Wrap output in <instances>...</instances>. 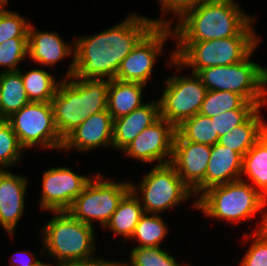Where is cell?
Instances as JSON below:
<instances>
[{
  "mask_svg": "<svg viewBox=\"0 0 267 266\" xmlns=\"http://www.w3.org/2000/svg\"><path fill=\"white\" fill-rule=\"evenodd\" d=\"M162 18L152 20L132 14L122 23L94 36L78 38L74 42L73 61L66 78L114 79L123 59L138 42L155 26L169 25Z\"/></svg>",
  "mask_w": 267,
  "mask_h": 266,
  "instance_id": "6da1fadb",
  "label": "cell"
},
{
  "mask_svg": "<svg viewBox=\"0 0 267 266\" xmlns=\"http://www.w3.org/2000/svg\"><path fill=\"white\" fill-rule=\"evenodd\" d=\"M233 0H207L185 12L173 29L177 41H208L237 36L254 18Z\"/></svg>",
  "mask_w": 267,
  "mask_h": 266,
  "instance_id": "7a4b0ae2",
  "label": "cell"
},
{
  "mask_svg": "<svg viewBox=\"0 0 267 266\" xmlns=\"http://www.w3.org/2000/svg\"><path fill=\"white\" fill-rule=\"evenodd\" d=\"M108 88L106 78L75 79L72 76L59 82L51 105L62 139L90 115L107 110Z\"/></svg>",
  "mask_w": 267,
  "mask_h": 266,
  "instance_id": "3957f363",
  "label": "cell"
},
{
  "mask_svg": "<svg viewBox=\"0 0 267 266\" xmlns=\"http://www.w3.org/2000/svg\"><path fill=\"white\" fill-rule=\"evenodd\" d=\"M254 19L237 35L208 41H178L171 62L178 68L190 66L192 73L213 66L232 65L251 56L260 42L252 25Z\"/></svg>",
  "mask_w": 267,
  "mask_h": 266,
  "instance_id": "277c9868",
  "label": "cell"
},
{
  "mask_svg": "<svg viewBox=\"0 0 267 266\" xmlns=\"http://www.w3.org/2000/svg\"><path fill=\"white\" fill-rule=\"evenodd\" d=\"M193 205L206 216L236 223L262 212L267 199L250 183L240 179L209 188Z\"/></svg>",
  "mask_w": 267,
  "mask_h": 266,
  "instance_id": "5b68a950",
  "label": "cell"
},
{
  "mask_svg": "<svg viewBox=\"0 0 267 266\" xmlns=\"http://www.w3.org/2000/svg\"><path fill=\"white\" fill-rule=\"evenodd\" d=\"M55 216L42 228L44 248L57 262L85 261L95 258L94 227L74 218L68 211H53Z\"/></svg>",
  "mask_w": 267,
  "mask_h": 266,
  "instance_id": "8992f818",
  "label": "cell"
},
{
  "mask_svg": "<svg viewBox=\"0 0 267 266\" xmlns=\"http://www.w3.org/2000/svg\"><path fill=\"white\" fill-rule=\"evenodd\" d=\"M249 57L232 65L204 68L197 75L207 90L236 92L262 107L267 102V69Z\"/></svg>",
  "mask_w": 267,
  "mask_h": 266,
  "instance_id": "52a82bcc",
  "label": "cell"
},
{
  "mask_svg": "<svg viewBox=\"0 0 267 266\" xmlns=\"http://www.w3.org/2000/svg\"><path fill=\"white\" fill-rule=\"evenodd\" d=\"M7 121L24 149L36 144L44 149L62 148L63 139L54 121L51 102H30Z\"/></svg>",
  "mask_w": 267,
  "mask_h": 266,
  "instance_id": "ba28073f",
  "label": "cell"
},
{
  "mask_svg": "<svg viewBox=\"0 0 267 266\" xmlns=\"http://www.w3.org/2000/svg\"><path fill=\"white\" fill-rule=\"evenodd\" d=\"M101 178L98 174L95 181L90 179L67 211L83 223L93 226L92 220L96 219L105 227L120 200L131 189V183L103 181Z\"/></svg>",
  "mask_w": 267,
  "mask_h": 266,
  "instance_id": "9c48e42d",
  "label": "cell"
},
{
  "mask_svg": "<svg viewBox=\"0 0 267 266\" xmlns=\"http://www.w3.org/2000/svg\"><path fill=\"white\" fill-rule=\"evenodd\" d=\"M138 187L142 194L139 200L147 214H159L194 195L170 163L154 165Z\"/></svg>",
  "mask_w": 267,
  "mask_h": 266,
  "instance_id": "30bf717a",
  "label": "cell"
},
{
  "mask_svg": "<svg viewBox=\"0 0 267 266\" xmlns=\"http://www.w3.org/2000/svg\"><path fill=\"white\" fill-rule=\"evenodd\" d=\"M162 97L158 100L160 117L179 126L184 120L198 114L207 88L200 77H168Z\"/></svg>",
  "mask_w": 267,
  "mask_h": 266,
  "instance_id": "8fae6325",
  "label": "cell"
},
{
  "mask_svg": "<svg viewBox=\"0 0 267 266\" xmlns=\"http://www.w3.org/2000/svg\"><path fill=\"white\" fill-rule=\"evenodd\" d=\"M170 28V25H155L122 60L115 79L146 85L165 41L174 36Z\"/></svg>",
  "mask_w": 267,
  "mask_h": 266,
  "instance_id": "7c38bea8",
  "label": "cell"
},
{
  "mask_svg": "<svg viewBox=\"0 0 267 266\" xmlns=\"http://www.w3.org/2000/svg\"><path fill=\"white\" fill-rule=\"evenodd\" d=\"M211 146L184 140L177 132L170 164L194 196L205 191V175Z\"/></svg>",
  "mask_w": 267,
  "mask_h": 266,
  "instance_id": "4fadbf2b",
  "label": "cell"
},
{
  "mask_svg": "<svg viewBox=\"0 0 267 266\" xmlns=\"http://www.w3.org/2000/svg\"><path fill=\"white\" fill-rule=\"evenodd\" d=\"M90 181L87 176L75 174L66 167L48 169L43 174L41 208L67 211Z\"/></svg>",
  "mask_w": 267,
  "mask_h": 266,
  "instance_id": "5bb4252c",
  "label": "cell"
},
{
  "mask_svg": "<svg viewBox=\"0 0 267 266\" xmlns=\"http://www.w3.org/2000/svg\"><path fill=\"white\" fill-rule=\"evenodd\" d=\"M176 127L169 121L159 118L155 123L145 128L122 151L132 158L157 165L171 162ZM169 158L165 160V157ZM164 158V160H163Z\"/></svg>",
  "mask_w": 267,
  "mask_h": 266,
  "instance_id": "9a60e30c",
  "label": "cell"
},
{
  "mask_svg": "<svg viewBox=\"0 0 267 266\" xmlns=\"http://www.w3.org/2000/svg\"><path fill=\"white\" fill-rule=\"evenodd\" d=\"M112 146L113 119L108 110L90 115L63 139V149L89 151L99 146Z\"/></svg>",
  "mask_w": 267,
  "mask_h": 266,
  "instance_id": "2e32d148",
  "label": "cell"
},
{
  "mask_svg": "<svg viewBox=\"0 0 267 266\" xmlns=\"http://www.w3.org/2000/svg\"><path fill=\"white\" fill-rule=\"evenodd\" d=\"M27 179L7 170H0V223L13 236L25 208Z\"/></svg>",
  "mask_w": 267,
  "mask_h": 266,
  "instance_id": "e0dca14e",
  "label": "cell"
},
{
  "mask_svg": "<svg viewBox=\"0 0 267 266\" xmlns=\"http://www.w3.org/2000/svg\"><path fill=\"white\" fill-rule=\"evenodd\" d=\"M160 118L159 103L152 101L136 108L130 114L113 119V144L114 148L123 150L145 128L155 123Z\"/></svg>",
  "mask_w": 267,
  "mask_h": 266,
  "instance_id": "ac0fdd59",
  "label": "cell"
},
{
  "mask_svg": "<svg viewBox=\"0 0 267 266\" xmlns=\"http://www.w3.org/2000/svg\"><path fill=\"white\" fill-rule=\"evenodd\" d=\"M243 157L218 143L211 146V157L205 175V191L217 185L240 180Z\"/></svg>",
  "mask_w": 267,
  "mask_h": 266,
  "instance_id": "d6986e66",
  "label": "cell"
},
{
  "mask_svg": "<svg viewBox=\"0 0 267 266\" xmlns=\"http://www.w3.org/2000/svg\"><path fill=\"white\" fill-rule=\"evenodd\" d=\"M72 53L74 46L66 45L57 33L37 31L29 25L28 56L36 63L52 66Z\"/></svg>",
  "mask_w": 267,
  "mask_h": 266,
  "instance_id": "ffe728a7",
  "label": "cell"
},
{
  "mask_svg": "<svg viewBox=\"0 0 267 266\" xmlns=\"http://www.w3.org/2000/svg\"><path fill=\"white\" fill-rule=\"evenodd\" d=\"M146 85L137 82H124L117 79L109 80L107 110L112 119L130 114L142 103V91Z\"/></svg>",
  "mask_w": 267,
  "mask_h": 266,
  "instance_id": "44dd1931",
  "label": "cell"
},
{
  "mask_svg": "<svg viewBox=\"0 0 267 266\" xmlns=\"http://www.w3.org/2000/svg\"><path fill=\"white\" fill-rule=\"evenodd\" d=\"M135 188V185L131 184V189L120 200L116 211L105 225V228H110L113 233L130 239L145 213Z\"/></svg>",
  "mask_w": 267,
  "mask_h": 266,
  "instance_id": "7402d4cb",
  "label": "cell"
},
{
  "mask_svg": "<svg viewBox=\"0 0 267 266\" xmlns=\"http://www.w3.org/2000/svg\"><path fill=\"white\" fill-rule=\"evenodd\" d=\"M259 107L243 124L236 126L227 134L219 137L218 144L229 148L242 157L267 130L260 117Z\"/></svg>",
  "mask_w": 267,
  "mask_h": 266,
  "instance_id": "603a6c76",
  "label": "cell"
},
{
  "mask_svg": "<svg viewBox=\"0 0 267 266\" xmlns=\"http://www.w3.org/2000/svg\"><path fill=\"white\" fill-rule=\"evenodd\" d=\"M21 72L2 71L0 73V119H7L13 113L29 104Z\"/></svg>",
  "mask_w": 267,
  "mask_h": 266,
  "instance_id": "cb8c5ba5",
  "label": "cell"
},
{
  "mask_svg": "<svg viewBox=\"0 0 267 266\" xmlns=\"http://www.w3.org/2000/svg\"><path fill=\"white\" fill-rule=\"evenodd\" d=\"M241 174L267 199V130L243 156Z\"/></svg>",
  "mask_w": 267,
  "mask_h": 266,
  "instance_id": "d4e9b609",
  "label": "cell"
},
{
  "mask_svg": "<svg viewBox=\"0 0 267 266\" xmlns=\"http://www.w3.org/2000/svg\"><path fill=\"white\" fill-rule=\"evenodd\" d=\"M258 108L255 103L248 102L236 92L207 90L199 113L212 118L233 109Z\"/></svg>",
  "mask_w": 267,
  "mask_h": 266,
  "instance_id": "484cf974",
  "label": "cell"
},
{
  "mask_svg": "<svg viewBox=\"0 0 267 266\" xmlns=\"http://www.w3.org/2000/svg\"><path fill=\"white\" fill-rule=\"evenodd\" d=\"M176 132L186 141L209 146H213L219 140L214 121L200 113L184 120L176 127Z\"/></svg>",
  "mask_w": 267,
  "mask_h": 266,
  "instance_id": "4316f807",
  "label": "cell"
},
{
  "mask_svg": "<svg viewBox=\"0 0 267 266\" xmlns=\"http://www.w3.org/2000/svg\"><path fill=\"white\" fill-rule=\"evenodd\" d=\"M19 72L30 102H51L59 84L52 75L42 69H32L25 74Z\"/></svg>",
  "mask_w": 267,
  "mask_h": 266,
  "instance_id": "83f0119b",
  "label": "cell"
},
{
  "mask_svg": "<svg viewBox=\"0 0 267 266\" xmlns=\"http://www.w3.org/2000/svg\"><path fill=\"white\" fill-rule=\"evenodd\" d=\"M167 227L159 214L144 215L135 227L131 237L140 243L137 247H161L160 243L167 235Z\"/></svg>",
  "mask_w": 267,
  "mask_h": 266,
  "instance_id": "f1b7e54d",
  "label": "cell"
},
{
  "mask_svg": "<svg viewBox=\"0 0 267 266\" xmlns=\"http://www.w3.org/2000/svg\"><path fill=\"white\" fill-rule=\"evenodd\" d=\"M23 149L7 119H0V170L17 164Z\"/></svg>",
  "mask_w": 267,
  "mask_h": 266,
  "instance_id": "f546056e",
  "label": "cell"
},
{
  "mask_svg": "<svg viewBox=\"0 0 267 266\" xmlns=\"http://www.w3.org/2000/svg\"><path fill=\"white\" fill-rule=\"evenodd\" d=\"M130 254L131 266H180L175 258L161 247H134Z\"/></svg>",
  "mask_w": 267,
  "mask_h": 266,
  "instance_id": "4dcf8cb0",
  "label": "cell"
},
{
  "mask_svg": "<svg viewBox=\"0 0 267 266\" xmlns=\"http://www.w3.org/2000/svg\"><path fill=\"white\" fill-rule=\"evenodd\" d=\"M28 55V38H11L0 44V66L5 71H18L17 64Z\"/></svg>",
  "mask_w": 267,
  "mask_h": 266,
  "instance_id": "1f68e13d",
  "label": "cell"
},
{
  "mask_svg": "<svg viewBox=\"0 0 267 266\" xmlns=\"http://www.w3.org/2000/svg\"><path fill=\"white\" fill-rule=\"evenodd\" d=\"M30 24L19 14L3 9L0 12V44L11 38H28Z\"/></svg>",
  "mask_w": 267,
  "mask_h": 266,
  "instance_id": "d6a6232c",
  "label": "cell"
},
{
  "mask_svg": "<svg viewBox=\"0 0 267 266\" xmlns=\"http://www.w3.org/2000/svg\"><path fill=\"white\" fill-rule=\"evenodd\" d=\"M257 109H233L212 117L215 132L221 137L238 125L243 124Z\"/></svg>",
  "mask_w": 267,
  "mask_h": 266,
  "instance_id": "836d02e7",
  "label": "cell"
},
{
  "mask_svg": "<svg viewBox=\"0 0 267 266\" xmlns=\"http://www.w3.org/2000/svg\"><path fill=\"white\" fill-rule=\"evenodd\" d=\"M253 240L240 266H267V238L257 230L254 232Z\"/></svg>",
  "mask_w": 267,
  "mask_h": 266,
  "instance_id": "e575fe53",
  "label": "cell"
},
{
  "mask_svg": "<svg viewBox=\"0 0 267 266\" xmlns=\"http://www.w3.org/2000/svg\"><path fill=\"white\" fill-rule=\"evenodd\" d=\"M162 2V12H173L179 18L188 10L200 6L207 0H159Z\"/></svg>",
  "mask_w": 267,
  "mask_h": 266,
  "instance_id": "d590c367",
  "label": "cell"
},
{
  "mask_svg": "<svg viewBox=\"0 0 267 266\" xmlns=\"http://www.w3.org/2000/svg\"><path fill=\"white\" fill-rule=\"evenodd\" d=\"M56 266H102V259L93 258L85 261H70V262L60 263Z\"/></svg>",
  "mask_w": 267,
  "mask_h": 266,
  "instance_id": "8d00e7d4",
  "label": "cell"
},
{
  "mask_svg": "<svg viewBox=\"0 0 267 266\" xmlns=\"http://www.w3.org/2000/svg\"><path fill=\"white\" fill-rule=\"evenodd\" d=\"M23 252H25V251H21L19 253H22V255L24 256ZM21 259H22V257H21ZM15 260L18 262H16V261L12 262L11 263L12 266H38L41 263L40 260L36 259V256H33V257L29 258L28 260L27 259H24V260L22 259L21 261L18 259H15Z\"/></svg>",
  "mask_w": 267,
  "mask_h": 266,
  "instance_id": "74e56055",
  "label": "cell"
},
{
  "mask_svg": "<svg viewBox=\"0 0 267 266\" xmlns=\"http://www.w3.org/2000/svg\"><path fill=\"white\" fill-rule=\"evenodd\" d=\"M262 224L259 228V230L261 231V233L267 238V210H263V213H262Z\"/></svg>",
  "mask_w": 267,
  "mask_h": 266,
  "instance_id": "f35d334b",
  "label": "cell"
},
{
  "mask_svg": "<svg viewBox=\"0 0 267 266\" xmlns=\"http://www.w3.org/2000/svg\"><path fill=\"white\" fill-rule=\"evenodd\" d=\"M128 262H126V263H119L118 261L117 262H112V261H107V260H104V259H102V266H131L130 265V263H128Z\"/></svg>",
  "mask_w": 267,
  "mask_h": 266,
  "instance_id": "ab89813d",
  "label": "cell"
},
{
  "mask_svg": "<svg viewBox=\"0 0 267 266\" xmlns=\"http://www.w3.org/2000/svg\"><path fill=\"white\" fill-rule=\"evenodd\" d=\"M8 0H0V12L4 9V6L7 4Z\"/></svg>",
  "mask_w": 267,
  "mask_h": 266,
  "instance_id": "60d3db41",
  "label": "cell"
},
{
  "mask_svg": "<svg viewBox=\"0 0 267 266\" xmlns=\"http://www.w3.org/2000/svg\"><path fill=\"white\" fill-rule=\"evenodd\" d=\"M38 266H51V264L49 265V264H44L41 262Z\"/></svg>",
  "mask_w": 267,
  "mask_h": 266,
  "instance_id": "b9f144b4",
  "label": "cell"
}]
</instances>
